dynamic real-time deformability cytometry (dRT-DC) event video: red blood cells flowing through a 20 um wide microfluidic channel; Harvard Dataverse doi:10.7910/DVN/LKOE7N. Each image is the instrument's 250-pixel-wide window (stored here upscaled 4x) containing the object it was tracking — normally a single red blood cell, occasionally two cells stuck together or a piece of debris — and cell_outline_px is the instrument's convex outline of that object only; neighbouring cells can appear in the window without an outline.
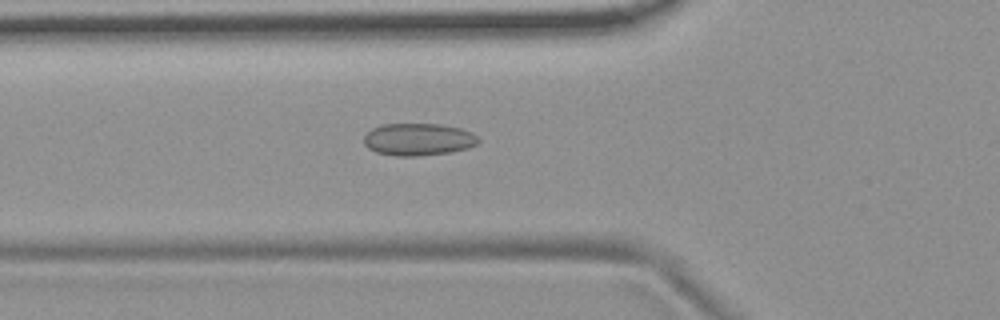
{"species": "common noctule bat (a hibernating species)", "species_latin": "Nyctalus noctula", "temperature_condition": "room temperature", "stored_images_in_passage": 41, "camera_frame_rate_fps": 3000, "um_per_image_px": 0.085, "animal": {"sex": "female", "body_mass_g": 19.9}, "frame": {"image": 1, "passage_image": 6, "time_ms": 1.667, "image_size_px": [1000, 320], "cell_outline_px": [[480, 140], [476, 144], [468, 148], [448, 152], [416, 156], [396, 156], [376, 152], [368, 148], [364, 144], [364, 136], [372, 128], [380, 124], [440, 124], [460, 128], [472, 132]], "centroid_in_image_um": [35.53, 11.84], "position_along_channel_um": 90.3, "area_um2": 21.5}}
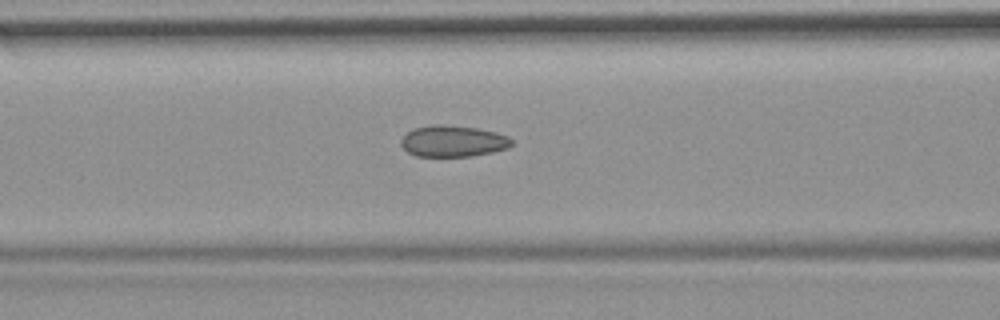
{"frame": {"image": 2, "passage_image": 9, "time_ms": 2.667, "image_size_px": [1000, 320], "cell_outline_px": [[512, 144], [508, 148], [492, 152], [472, 156], [416, 156], [408, 152], [400, 144], [400, 140], [412, 128], [432, 124], [444, 124], [476, 128], [496, 132], [508, 136], [512, 140]], "centroid_in_image_um": [38.49, 11.99], "position_along_channel_um": 128.1, "area_um2": 20.29}}
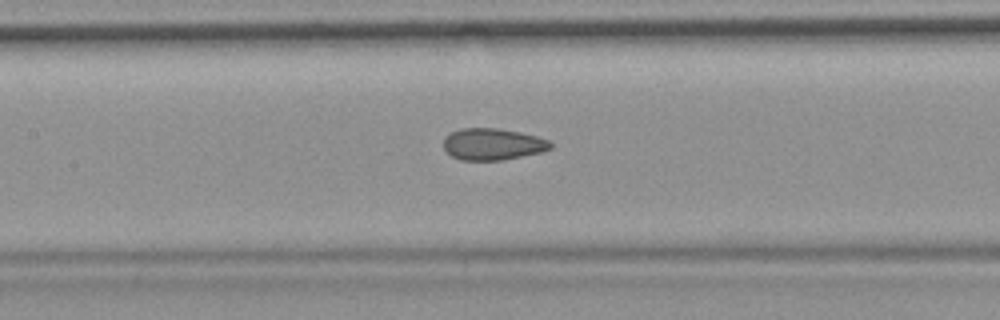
{"frame": {"image": 3, "passage_image": 12, "time_ms": 3.667, "image_size_px": [1000, 320], "cell_outline_px": [[552, 148], [540, 152], [504, 160], [460, 160], [452, 156], [444, 148], [444, 140], [452, 132], [460, 128], [496, 128], [520, 132], [536, 136], [548, 140], [552, 144]], "centroid_in_image_um": [41.89, 12.26], "position_along_channel_um": 165.5, "area_um2": 19.59}, "authors_computed_cell_mechanics": {"area_um2": 20.0566, "velocity_mm_per_s": 3.7397, "shape_relaxation_time_tau1_ms": null, "shape_relaxation_time_tau2_ms": 1.5817, "deformation_change_tau1": null, "deformation_change_tau2": 0.0776}}